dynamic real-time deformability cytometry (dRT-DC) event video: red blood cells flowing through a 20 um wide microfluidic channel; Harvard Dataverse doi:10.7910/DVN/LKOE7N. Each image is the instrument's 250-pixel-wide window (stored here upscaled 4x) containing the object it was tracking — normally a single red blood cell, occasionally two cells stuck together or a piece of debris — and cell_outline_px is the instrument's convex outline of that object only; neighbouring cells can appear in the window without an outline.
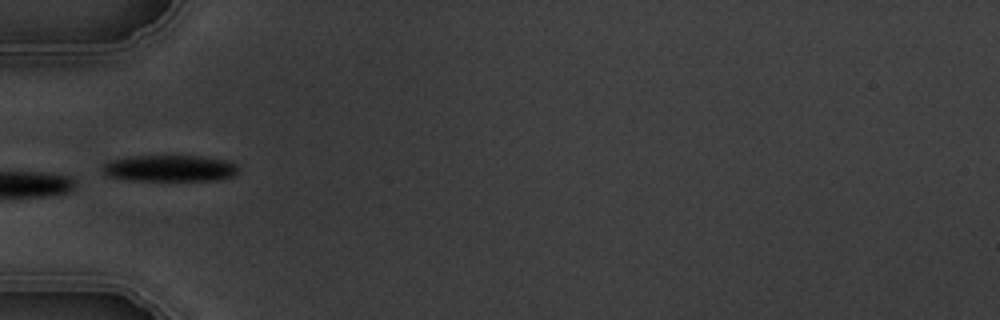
{"species": "common noctule bat (a hibernating species)", "species_latin": "Nyctalus noctula", "temperature_condition": "warm", "stored_images_in_passage": 3, "camera_frame_rate_fps": 3000, "um_per_image_px": 0.085, "animal": {"sex": "male", "body_mass_g": 19.5, "forearm_length_mm": 54.6}, "frame": {"image": 1, "passage_image": 3, "time_ms": 2.333, "image_size_px": [1000, 320], "cell_outline_px": [[236, 172], [232, 176], [216, 180], [128, 180], [108, 176], [100, 172], [100, 168], [104, 164], [112, 160], [132, 156], [200, 156], [228, 160], [236, 164]], "centroid_in_image_um": [14.38, 14.3], "position_along_channel_um": 70.6, "area_um2": 20.87}}